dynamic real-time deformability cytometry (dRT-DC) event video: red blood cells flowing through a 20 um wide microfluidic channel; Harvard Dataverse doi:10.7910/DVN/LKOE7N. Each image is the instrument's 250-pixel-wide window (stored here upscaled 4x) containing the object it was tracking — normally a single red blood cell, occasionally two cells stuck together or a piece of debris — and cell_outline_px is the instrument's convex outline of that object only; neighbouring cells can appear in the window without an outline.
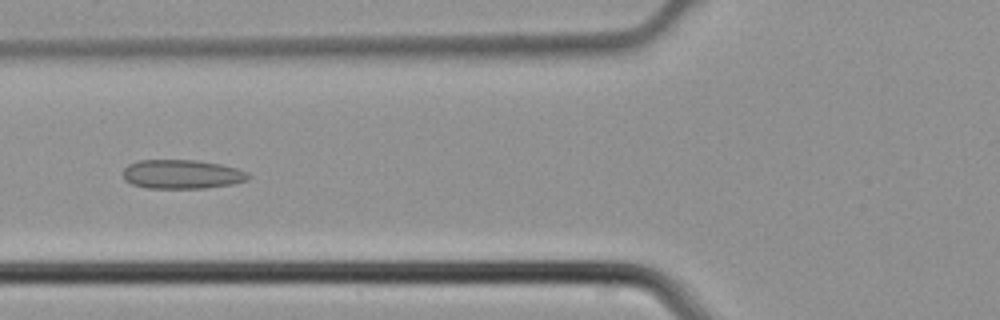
{"species": "common noctule bat (a hibernating species)", "species_latin": "Nyctalus noctula", "temperature_condition": "cold", "stored_images_in_passage": 4, "camera_frame_rate_fps": 3000, "um_per_image_px": 0.085, "animal": {"sex": "male", "body_mass_g": 21.5, "forearm_length_mm": 52.0}, "frame": {"image": 1, "passage_image": 4, "time_ms": 1.0, "image_size_px": [1000, 320], "cell_outline_px": [[252, 176], [248, 180], [232, 184], [204, 188], [148, 188], [132, 184], [124, 180], [124, 168], [128, 164], [140, 160], [196, 160], [220, 164], [236, 168], [248, 172]], "centroid_in_image_um": [15.48, 14.81], "position_along_channel_um": 110.3, "area_um2": 21.27}}